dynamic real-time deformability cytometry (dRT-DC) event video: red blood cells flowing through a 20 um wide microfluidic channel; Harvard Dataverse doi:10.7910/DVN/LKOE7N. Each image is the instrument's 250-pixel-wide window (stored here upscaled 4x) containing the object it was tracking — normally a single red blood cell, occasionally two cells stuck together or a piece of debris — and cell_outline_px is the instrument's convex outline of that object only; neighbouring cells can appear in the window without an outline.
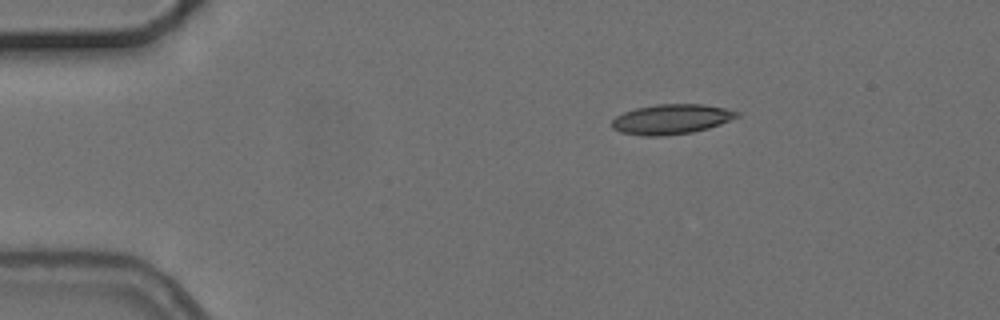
{"species": "common noctule bat (a hibernating species)", "species_latin": "Nyctalus noctula", "temperature_condition": "cold", "stored_images_in_passage": 3, "camera_frame_rate_fps": 3000, "um_per_image_px": 0.085, "animal": {"sex": "female", "body_mass_g": 24.6, "forearm_length_mm": 56.2}, "frame": {"image": 1, "passage_image": 1, "time_ms": 0.0, "image_size_px": [1000, 320], "cell_outline_px": [[740, 116], [720, 124], [708, 128], [692, 132], [664, 136], [644, 136], [620, 132], [612, 128], [612, 120], [616, 116], [624, 112], [636, 108], [656, 104], [704, 104], [724, 108], [740, 112]], "centroid_in_image_um": [57.06, 10.13], "position_along_channel_um": 27.9, "area_um2": 21.85}}
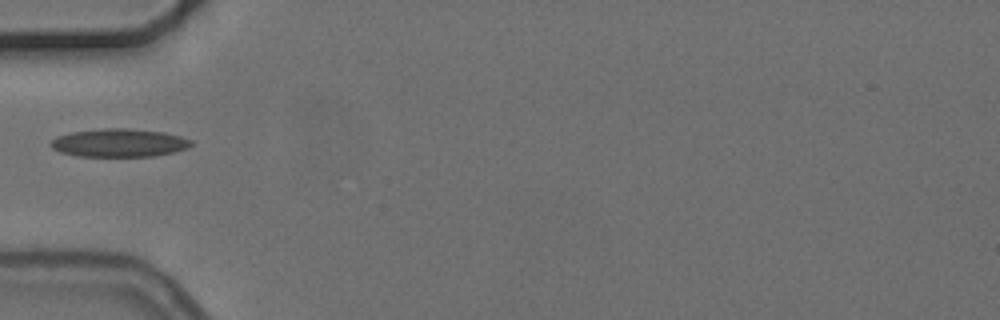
{"frame": {"image": 2, "passage_image": 3, "time_ms": 3.0, "image_size_px": [1000, 320], "cell_outline_px": [[192, 144], [188, 148], [156, 156], [76, 156], [60, 152], [52, 148], [48, 144], [56, 136], [72, 132], [104, 128], [124, 128], [164, 132], [180, 136], [192, 140]], "centroid_in_image_um": [10.1, 12.14], "position_along_channel_um": 74.9, "area_um2": 23.06}}